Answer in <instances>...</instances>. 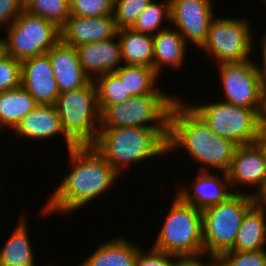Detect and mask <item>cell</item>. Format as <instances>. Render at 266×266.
Here are the masks:
<instances>
[{
  "instance_id": "obj_1",
  "label": "cell",
  "mask_w": 266,
  "mask_h": 266,
  "mask_svg": "<svg viewBox=\"0 0 266 266\" xmlns=\"http://www.w3.org/2000/svg\"><path fill=\"white\" fill-rule=\"evenodd\" d=\"M68 152L72 170L64 175L45 206H42L40 213L46 217L79 211L107 193L121 177L91 145L76 146Z\"/></svg>"
},
{
  "instance_id": "obj_2",
  "label": "cell",
  "mask_w": 266,
  "mask_h": 266,
  "mask_svg": "<svg viewBox=\"0 0 266 266\" xmlns=\"http://www.w3.org/2000/svg\"><path fill=\"white\" fill-rule=\"evenodd\" d=\"M178 98L169 113L168 152L185 149L193 162L200 163L198 171L227 172L237 145L216 133Z\"/></svg>"
},
{
  "instance_id": "obj_3",
  "label": "cell",
  "mask_w": 266,
  "mask_h": 266,
  "mask_svg": "<svg viewBox=\"0 0 266 266\" xmlns=\"http://www.w3.org/2000/svg\"><path fill=\"white\" fill-rule=\"evenodd\" d=\"M167 139L168 129L143 127L100 129L96 141L91 146L121 176L125 167L140 165L144 160L148 162L159 156H166Z\"/></svg>"
},
{
  "instance_id": "obj_4",
  "label": "cell",
  "mask_w": 266,
  "mask_h": 266,
  "mask_svg": "<svg viewBox=\"0 0 266 266\" xmlns=\"http://www.w3.org/2000/svg\"><path fill=\"white\" fill-rule=\"evenodd\" d=\"M174 96V97H173ZM170 94H143L107 105L100 112V129L143 127L168 129L169 113L179 98Z\"/></svg>"
},
{
  "instance_id": "obj_5",
  "label": "cell",
  "mask_w": 266,
  "mask_h": 266,
  "mask_svg": "<svg viewBox=\"0 0 266 266\" xmlns=\"http://www.w3.org/2000/svg\"><path fill=\"white\" fill-rule=\"evenodd\" d=\"M254 204L251 192H238L202 210L203 253L219 256L230 250L246 212Z\"/></svg>"
},
{
  "instance_id": "obj_6",
  "label": "cell",
  "mask_w": 266,
  "mask_h": 266,
  "mask_svg": "<svg viewBox=\"0 0 266 266\" xmlns=\"http://www.w3.org/2000/svg\"><path fill=\"white\" fill-rule=\"evenodd\" d=\"M55 106L66 135L77 145H92L100 130L97 87L91 80L83 87L60 93Z\"/></svg>"
},
{
  "instance_id": "obj_7",
  "label": "cell",
  "mask_w": 266,
  "mask_h": 266,
  "mask_svg": "<svg viewBox=\"0 0 266 266\" xmlns=\"http://www.w3.org/2000/svg\"><path fill=\"white\" fill-rule=\"evenodd\" d=\"M187 105L220 137L237 146L259 142L260 108H245L225 101Z\"/></svg>"
},
{
  "instance_id": "obj_8",
  "label": "cell",
  "mask_w": 266,
  "mask_h": 266,
  "mask_svg": "<svg viewBox=\"0 0 266 266\" xmlns=\"http://www.w3.org/2000/svg\"><path fill=\"white\" fill-rule=\"evenodd\" d=\"M163 221L153 247L177 256L203 253L202 211L177 195Z\"/></svg>"
},
{
  "instance_id": "obj_9",
  "label": "cell",
  "mask_w": 266,
  "mask_h": 266,
  "mask_svg": "<svg viewBox=\"0 0 266 266\" xmlns=\"http://www.w3.org/2000/svg\"><path fill=\"white\" fill-rule=\"evenodd\" d=\"M244 18L216 16L211 20L207 38L200 47L207 55L215 58V64L239 63L250 59L254 50L253 32Z\"/></svg>"
},
{
  "instance_id": "obj_10",
  "label": "cell",
  "mask_w": 266,
  "mask_h": 266,
  "mask_svg": "<svg viewBox=\"0 0 266 266\" xmlns=\"http://www.w3.org/2000/svg\"><path fill=\"white\" fill-rule=\"evenodd\" d=\"M5 30L4 52L18 61L46 54L60 40V28L53 22L24 10Z\"/></svg>"
},
{
  "instance_id": "obj_11",
  "label": "cell",
  "mask_w": 266,
  "mask_h": 266,
  "mask_svg": "<svg viewBox=\"0 0 266 266\" xmlns=\"http://www.w3.org/2000/svg\"><path fill=\"white\" fill-rule=\"evenodd\" d=\"M251 59L217 66L225 96L221 101L245 108H261L266 78L262 75L259 63Z\"/></svg>"
},
{
  "instance_id": "obj_12",
  "label": "cell",
  "mask_w": 266,
  "mask_h": 266,
  "mask_svg": "<svg viewBox=\"0 0 266 266\" xmlns=\"http://www.w3.org/2000/svg\"><path fill=\"white\" fill-rule=\"evenodd\" d=\"M212 8L213 0H170L169 25L198 49L207 38L211 20L217 16Z\"/></svg>"
},
{
  "instance_id": "obj_13",
  "label": "cell",
  "mask_w": 266,
  "mask_h": 266,
  "mask_svg": "<svg viewBox=\"0 0 266 266\" xmlns=\"http://www.w3.org/2000/svg\"><path fill=\"white\" fill-rule=\"evenodd\" d=\"M226 173L233 193L243 191L238 189L239 187H246L247 190L249 187L251 189L255 187L251 193L253 195L261 187L266 177L265 147L260 142L237 146Z\"/></svg>"
},
{
  "instance_id": "obj_14",
  "label": "cell",
  "mask_w": 266,
  "mask_h": 266,
  "mask_svg": "<svg viewBox=\"0 0 266 266\" xmlns=\"http://www.w3.org/2000/svg\"><path fill=\"white\" fill-rule=\"evenodd\" d=\"M218 173V174H217ZM199 171L189 187H179L176 194L184 203L201 211L224 202L233 194L226 172ZM190 188V189H188ZM193 189V191L191 190Z\"/></svg>"
},
{
  "instance_id": "obj_15",
  "label": "cell",
  "mask_w": 266,
  "mask_h": 266,
  "mask_svg": "<svg viewBox=\"0 0 266 266\" xmlns=\"http://www.w3.org/2000/svg\"><path fill=\"white\" fill-rule=\"evenodd\" d=\"M21 86L38 104H55L60 94L48 54L21 61Z\"/></svg>"
},
{
  "instance_id": "obj_16",
  "label": "cell",
  "mask_w": 266,
  "mask_h": 266,
  "mask_svg": "<svg viewBox=\"0 0 266 266\" xmlns=\"http://www.w3.org/2000/svg\"><path fill=\"white\" fill-rule=\"evenodd\" d=\"M13 131L16 132V137H25L32 142L52 140L55 136L63 135L67 151L77 146L64 132L55 104H38Z\"/></svg>"
},
{
  "instance_id": "obj_17",
  "label": "cell",
  "mask_w": 266,
  "mask_h": 266,
  "mask_svg": "<svg viewBox=\"0 0 266 266\" xmlns=\"http://www.w3.org/2000/svg\"><path fill=\"white\" fill-rule=\"evenodd\" d=\"M118 28L113 15L78 17L70 15L60 28V40L70 46L105 41L117 36Z\"/></svg>"
},
{
  "instance_id": "obj_18",
  "label": "cell",
  "mask_w": 266,
  "mask_h": 266,
  "mask_svg": "<svg viewBox=\"0 0 266 266\" xmlns=\"http://www.w3.org/2000/svg\"><path fill=\"white\" fill-rule=\"evenodd\" d=\"M118 36L109 40L82 44L75 47L82 70L90 80L105 73L115 72L123 65Z\"/></svg>"
},
{
  "instance_id": "obj_19",
  "label": "cell",
  "mask_w": 266,
  "mask_h": 266,
  "mask_svg": "<svg viewBox=\"0 0 266 266\" xmlns=\"http://www.w3.org/2000/svg\"><path fill=\"white\" fill-rule=\"evenodd\" d=\"M60 93L83 87L91 80L84 73L74 46L59 40L48 52Z\"/></svg>"
},
{
  "instance_id": "obj_20",
  "label": "cell",
  "mask_w": 266,
  "mask_h": 266,
  "mask_svg": "<svg viewBox=\"0 0 266 266\" xmlns=\"http://www.w3.org/2000/svg\"><path fill=\"white\" fill-rule=\"evenodd\" d=\"M171 25L153 36V69L160 76L165 67L180 70L184 65L188 43Z\"/></svg>"
},
{
  "instance_id": "obj_21",
  "label": "cell",
  "mask_w": 266,
  "mask_h": 266,
  "mask_svg": "<svg viewBox=\"0 0 266 266\" xmlns=\"http://www.w3.org/2000/svg\"><path fill=\"white\" fill-rule=\"evenodd\" d=\"M131 242L123 236L101 242L94 252L77 266H135L141 245Z\"/></svg>"
},
{
  "instance_id": "obj_22",
  "label": "cell",
  "mask_w": 266,
  "mask_h": 266,
  "mask_svg": "<svg viewBox=\"0 0 266 266\" xmlns=\"http://www.w3.org/2000/svg\"><path fill=\"white\" fill-rule=\"evenodd\" d=\"M266 208L254 204L245 214L233 247L228 251L266 249Z\"/></svg>"
},
{
  "instance_id": "obj_23",
  "label": "cell",
  "mask_w": 266,
  "mask_h": 266,
  "mask_svg": "<svg viewBox=\"0 0 266 266\" xmlns=\"http://www.w3.org/2000/svg\"><path fill=\"white\" fill-rule=\"evenodd\" d=\"M22 217L23 215L0 249V266H36V257L28 235V223L25 216Z\"/></svg>"
},
{
  "instance_id": "obj_24",
  "label": "cell",
  "mask_w": 266,
  "mask_h": 266,
  "mask_svg": "<svg viewBox=\"0 0 266 266\" xmlns=\"http://www.w3.org/2000/svg\"><path fill=\"white\" fill-rule=\"evenodd\" d=\"M117 36L123 64L143 65L153 68V36L137 32L132 28L118 29Z\"/></svg>"
},
{
  "instance_id": "obj_25",
  "label": "cell",
  "mask_w": 266,
  "mask_h": 266,
  "mask_svg": "<svg viewBox=\"0 0 266 266\" xmlns=\"http://www.w3.org/2000/svg\"><path fill=\"white\" fill-rule=\"evenodd\" d=\"M37 105L22 86L0 92V131L13 130Z\"/></svg>"
},
{
  "instance_id": "obj_26",
  "label": "cell",
  "mask_w": 266,
  "mask_h": 266,
  "mask_svg": "<svg viewBox=\"0 0 266 266\" xmlns=\"http://www.w3.org/2000/svg\"><path fill=\"white\" fill-rule=\"evenodd\" d=\"M114 73L124 83L131 96L168 94L165 89L162 90L156 85L160 77L152 67L123 64Z\"/></svg>"
},
{
  "instance_id": "obj_27",
  "label": "cell",
  "mask_w": 266,
  "mask_h": 266,
  "mask_svg": "<svg viewBox=\"0 0 266 266\" xmlns=\"http://www.w3.org/2000/svg\"><path fill=\"white\" fill-rule=\"evenodd\" d=\"M23 10L61 28L70 16V0H24Z\"/></svg>"
},
{
  "instance_id": "obj_28",
  "label": "cell",
  "mask_w": 266,
  "mask_h": 266,
  "mask_svg": "<svg viewBox=\"0 0 266 266\" xmlns=\"http://www.w3.org/2000/svg\"><path fill=\"white\" fill-rule=\"evenodd\" d=\"M164 1L165 2L159 3L158 1L155 2V0H153L138 16L131 28L137 32L151 36L168 28V26H163L162 23L163 21L170 22V0Z\"/></svg>"
},
{
  "instance_id": "obj_29",
  "label": "cell",
  "mask_w": 266,
  "mask_h": 266,
  "mask_svg": "<svg viewBox=\"0 0 266 266\" xmlns=\"http://www.w3.org/2000/svg\"><path fill=\"white\" fill-rule=\"evenodd\" d=\"M97 87L98 107L100 112L107 106L124 102L132 96L124 83L113 73H105L94 80Z\"/></svg>"
},
{
  "instance_id": "obj_30",
  "label": "cell",
  "mask_w": 266,
  "mask_h": 266,
  "mask_svg": "<svg viewBox=\"0 0 266 266\" xmlns=\"http://www.w3.org/2000/svg\"><path fill=\"white\" fill-rule=\"evenodd\" d=\"M153 0H114L113 16L117 28H131Z\"/></svg>"
},
{
  "instance_id": "obj_31",
  "label": "cell",
  "mask_w": 266,
  "mask_h": 266,
  "mask_svg": "<svg viewBox=\"0 0 266 266\" xmlns=\"http://www.w3.org/2000/svg\"><path fill=\"white\" fill-rule=\"evenodd\" d=\"M114 0H70V15L101 17L113 15Z\"/></svg>"
},
{
  "instance_id": "obj_32",
  "label": "cell",
  "mask_w": 266,
  "mask_h": 266,
  "mask_svg": "<svg viewBox=\"0 0 266 266\" xmlns=\"http://www.w3.org/2000/svg\"><path fill=\"white\" fill-rule=\"evenodd\" d=\"M21 86V61L4 51L0 54V92Z\"/></svg>"
},
{
  "instance_id": "obj_33",
  "label": "cell",
  "mask_w": 266,
  "mask_h": 266,
  "mask_svg": "<svg viewBox=\"0 0 266 266\" xmlns=\"http://www.w3.org/2000/svg\"><path fill=\"white\" fill-rule=\"evenodd\" d=\"M223 266H266V249L256 251H225L219 256Z\"/></svg>"
},
{
  "instance_id": "obj_34",
  "label": "cell",
  "mask_w": 266,
  "mask_h": 266,
  "mask_svg": "<svg viewBox=\"0 0 266 266\" xmlns=\"http://www.w3.org/2000/svg\"><path fill=\"white\" fill-rule=\"evenodd\" d=\"M150 248L148 253L142 248L138 251L135 266H175L176 255Z\"/></svg>"
},
{
  "instance_id": "obj_35",
  "label": "cell",
  "mask_w": 266,
  "mask_h": 266,
  "mask_svg": "<svg viewBox=\"0 0 266 266\" xmlns=\"http://www.w3.org/2000/svg\"><path fill=\"white\" fill-rule=\"evenodd\" d=\"M24 0H0V27L11 25L23 11Z\"/></svg>"
},
{
  "instance_id": "obj_36",
  "label": "cell",
  "mask_w": 266,
  "mask_h": 266,
  "mask_svg": "<svg viewBox=\"0 0 266 266\" xmlns=\"http://www.w3.org/2000/svg\"><path fill=\"white\" fill-rule=\"evenodd\" d=\"M201 253L198 255H186L177 256L175 266H215L219 262V258L216 255ZM209 256V262L207 260H202L203 257ZM207 261V262H205Z\"/></svg>"
},
{
  "instance_id": "obj_37",
  "label": "cell",
  "mask_w": 266,
  "mask_h": 266,
  "mask_svg": "<svg viewBox=\"0 0 266 266\" xmlns=\"http://www.w3.org/2000/svg\"><path fill=\"white\" fill-rule=\"evenodd\" d=\"M259 123L262 135L266 136V81L262 89L261 108L259 111Z\"/></svg>"
},
{
  "instance_id": "obj_38",
  "label": "cell",
  "mask_w": 266,
  "mask_h": 266,
  "mask_svg": "<svg viewBox=\"0 0 266 266\" xmlns=\"http://www.w3.org/2000/svg\"><path fill=\"white\" fill-rule=\"evenodd\" d=\"M253 200L256 205L266 208V177L261 187L253 194Z\"/></svg>"
},
{
  "instance_id": "obj_39",
  "label": "cell",
  "mask_w": 266,
  "mask_h": 266,
  "mask_svg": "<svg viewBox=\"0 0 266 266\" xmlns=\"http://www.w3.org/2000/svg\"><path fill=\"white\" fill-rule=\"evenodd\" d=\"M261 50H262V65H260V70L262 72V75L266 78V31L263 33V36H261ZM262 66V68H261Z\"/></svg>"
},
{
  "instance_id": "obj_40",
  "label": "cell",
  "mask_w": 266,
  "mask_h": 266,
  "mask_svg": "<svg viewBox=\"0 0 266 266\" xmlns=\"http://www.w3.org/2000/svg\"><path fill=\"white\" fill-rule=\"evenodd\" d=\"M259 142L265 147V152H266V136L262 135Z\"/></svg>"
},
{
  "instance_id": "obj_41",
  "label": "cell",
  "mask_w": 266,
  "mask_h": 266,
  "mask_svg": "<svg viewBox=\"0 0 266 266\" xmlns=\"http://www.w3.org/2000/svg\"><path fill=\"white\" fill-rule=\"evenodd\" d=\"M4 51L3 38H0V54Z\"/></svg>"
},
{
  "instance_id": "obj_42",
  "label": "cell",
  "mask_w": 266,
  "mask_h": 266,
  "mask_svg": "<svg viewBox=\"0 0 266 266\" xmlns=\"http://www.w3.org/2000/svg\"><path fill=\"white\" fill-rule=\"evenodd\" d=\"M215 266H223L220 262H218Z\"/></svg>"
}]
</instances>
